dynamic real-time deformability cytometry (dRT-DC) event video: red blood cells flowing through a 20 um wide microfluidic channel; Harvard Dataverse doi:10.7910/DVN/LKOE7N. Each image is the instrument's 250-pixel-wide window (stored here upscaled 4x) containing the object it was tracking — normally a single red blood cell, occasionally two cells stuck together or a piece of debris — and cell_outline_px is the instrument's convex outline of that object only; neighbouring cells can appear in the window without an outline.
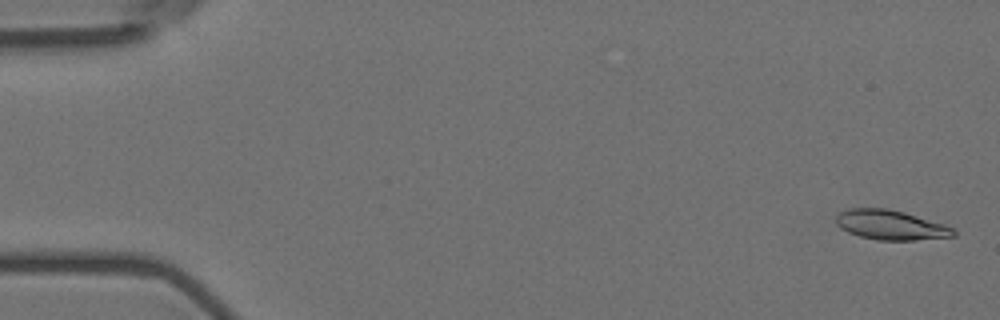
{"species": "Egyptian fruit bat (a non-hibernating species)", "species_latin": "Rousettus aegyptiacus", "temperature_condition": "room temperature", "stored_images_in_passage": 58, "camera_frame_rate_fps": 3000, "um_per_image_px": 0.085, "animal": {"sex": "female"}, "frame": {"image": 1, "passage_image": 2, "time_ms": 0.333, "image_size_px": [1000, 320], "cell_outline_px": [[956, 236], [916, 240], [876, 240], [860, 236], [848, 232], [840, 228], [836, 224], [836, 216], [840, 212], [848, 208], [888, 208], [904, 212], [944, 224], [952, 228], [956, 232]], "centroid_in_image_um": [75.69, 19.12], "position_along_channel_um": 9.3, "area_um2": 20.35}}
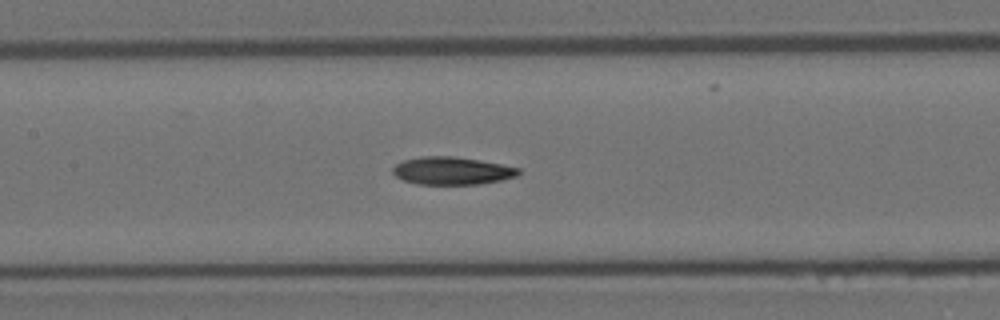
{"frame": {"image": 2, "passage_image": 27, "time_ms": 8.667, "image_size_px": [1000, 320], "cell_outline_px": [[520, 172], [516, 176], [500, 180], [480, 184], [416, 184], [404, 180], [396, 176], [392, 172], [392, 168], [396, 164], [404, 160], [420, 156], [452, 156], [500, 164], [520, 168]], "centroid_in_image_um": [38.38, 14.52], "position_along_channel_um": 169.0, "area_um2": 20.11}}
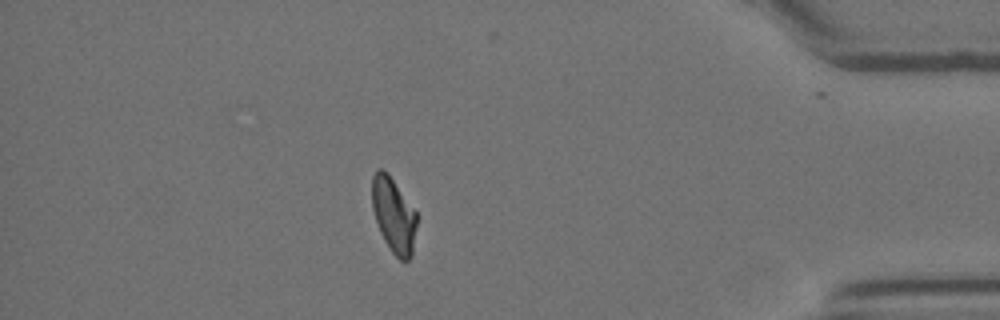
{"frame": {"image": 3, "passage_image": 50, "time_ms": 16.333, "image_size_px": [1000, 320], "cell_outline_px": [[416, 228], [412, 256], [408, 260], [400, 260], [392, 252], [384, 240], [380, 232], [372, 208], [372, 176], [376, 168], [384, 168], [388, 172], [416, 212]], "centroid_in_image_um": [33.44, 18.25], "position_along_channel_um": 401.8, "area_um2": 19.59}, "authors_computed_cell_mechanics": {"area_um2": 20.3745, "velocity_mm_per_s": 3.5701, "shape_relaxation_time_tau1_ms": 6.6333, "shape_relaxation_time_tau2_ms": 7.9438, "deformation_change_tau1": 0.1924, "deformation_change_tau2": 0.153}}